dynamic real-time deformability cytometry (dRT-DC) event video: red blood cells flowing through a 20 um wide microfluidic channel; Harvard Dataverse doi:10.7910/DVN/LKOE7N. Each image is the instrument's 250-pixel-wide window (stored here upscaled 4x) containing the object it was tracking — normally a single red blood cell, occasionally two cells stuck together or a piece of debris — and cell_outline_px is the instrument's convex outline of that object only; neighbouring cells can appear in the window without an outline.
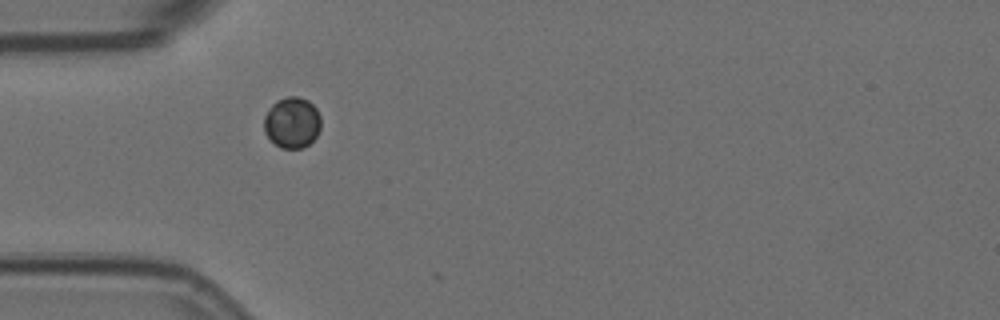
{"species": "Egyptian fruit bat (a non-hibernating species)", "species_latin": "Rousettus aegyptiacus", "temperature_condition": "room temperature", "stored_images_in_passage": 35, "camera_frame_rate_fps": 3000, "um_per_image_px": 0.085, "animal": {"sex": "female"}, "frame": {"image": 1, "passage_image": 1, "time_ms": 0.0, "image_size_px": [1000, 320], "cell_outline_px": [[320, 128], [316, 136], [308, 144], [300, 148], [280, 148], [264, 132], [264, 116], [272, 104], [276, 100], [288, 96], [296, 96], [308, 100], [316, 108], [320, 116]], "centroid_in_image_um": [24.82, 10.4], "position_along_channel_um": 60.2, "area_um2": 16.82}}
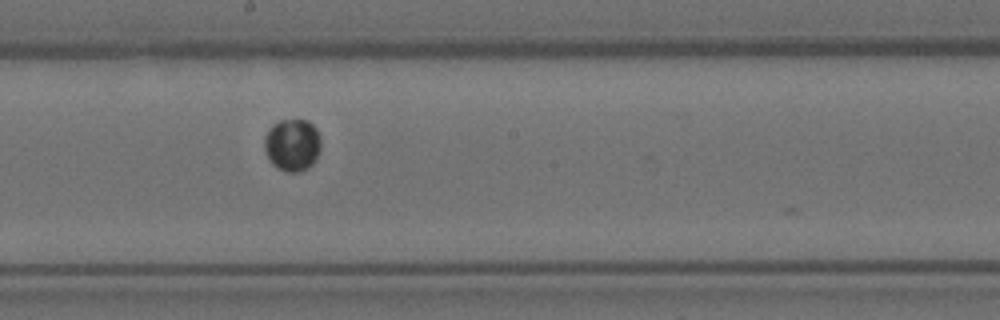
{"frame": {"image": 2, "passage_image": 15, "time_ms": 4.667, "image_size_px": [1000, 320], "cell_outline_px": [[320, 148], [316, 160], [308, 168], [296, 172], [288, 172], [276, 168], [272, 164], [264, 148], [264, 136], [268, 128], [272, 124], [280, 120], [308, 120], [316, 128], [320, 136]], "centroid_in_image_um": [24.84, 12.31], "position_along_channel_um": 223.4, "area_um2": 17.4}}
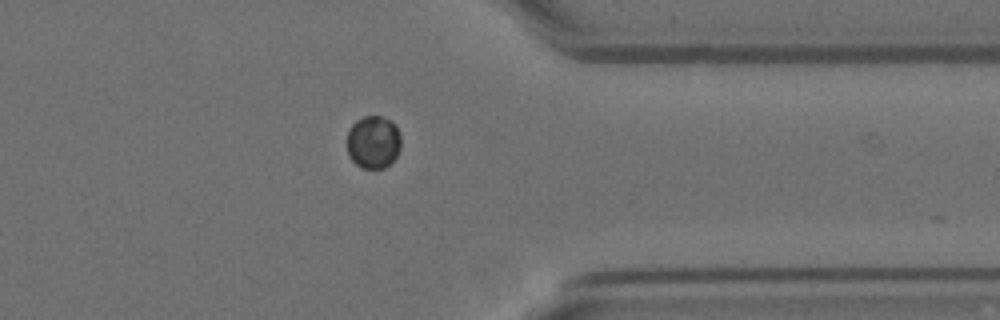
{"frame": {"image": 3, "passage_image": 29, "time_ms": 9.333, "image_size_px": [1000, 320], "cell_outline_px": [[400, 148], [396, 156], [384, 168], [360, 168], [348, 156], [348, 128], [356, 120], [364, 116], [380, 116], [392, 120], [400, 132]], "centroid_in_image_um": [31.73, 12.06], "position_along_channel_um": 379.7, "area_um2": 16.7}}